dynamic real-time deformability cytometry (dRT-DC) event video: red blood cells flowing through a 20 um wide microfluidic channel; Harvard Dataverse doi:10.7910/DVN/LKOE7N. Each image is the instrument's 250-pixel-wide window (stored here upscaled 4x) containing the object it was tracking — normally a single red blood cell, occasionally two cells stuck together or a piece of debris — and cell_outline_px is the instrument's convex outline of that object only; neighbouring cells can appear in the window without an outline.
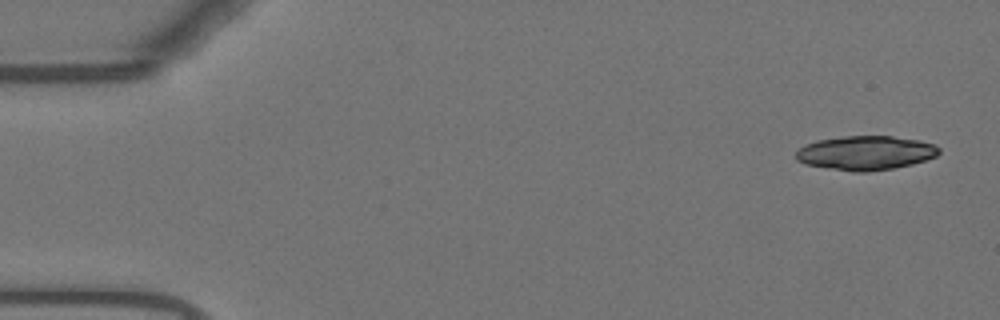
{"species": "Egyptian fruit bat (a non-hibernating species)", "species_latin": "Rousettus aegyptiacus", "temperature_condition": "warm", "stored_images_in_passage": 41, "camera_frame_rate_fps": 3000, "um_per_image_px": 0.085, "animal": {"sex": "female"}, "frame": {"image": 1, "passage_image": 1, "time_ms": 0.0, "image_size_px": [1000, 320], "cell_outline_px": [[940, 152], [936, 156], [912, 164], [892, 168], [868, 172], [852, 172], [804, 164], [796, 160], [796, 152], [804, 144], [816, 140], [844, 136], [892, 136], [920, 140], [936, 144], [940, 148]], "centroid_in_image_um": [73.57, 12.99], "position_along_channel_um": 11.4, "area_um2": 28.67}}
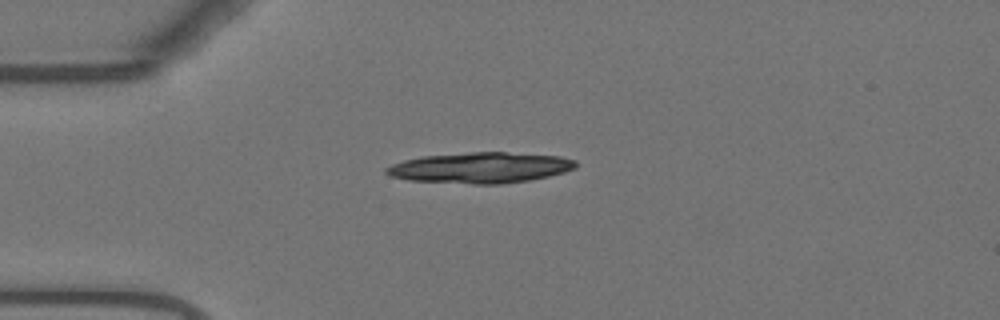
{"frame": {"image": 2, "passage_image": 12, "time_ms": 3.667, "image_size_px": [1000, 320], "cell_outline_px": [[576, 168], [564, 172], [548, 176], [528, 180], [500, 184], [472, 184], [408, 180], [388, 176], [384, 172], [384, 168], [392, 164], [404, 160], [424, 156], [468, 152], [504, 152], [560, 156], [576, 160]], "centroid_in_image_um": [40.8, 14.25], "position_along_channel_um": 44.2, "area_um2": 33.99}}